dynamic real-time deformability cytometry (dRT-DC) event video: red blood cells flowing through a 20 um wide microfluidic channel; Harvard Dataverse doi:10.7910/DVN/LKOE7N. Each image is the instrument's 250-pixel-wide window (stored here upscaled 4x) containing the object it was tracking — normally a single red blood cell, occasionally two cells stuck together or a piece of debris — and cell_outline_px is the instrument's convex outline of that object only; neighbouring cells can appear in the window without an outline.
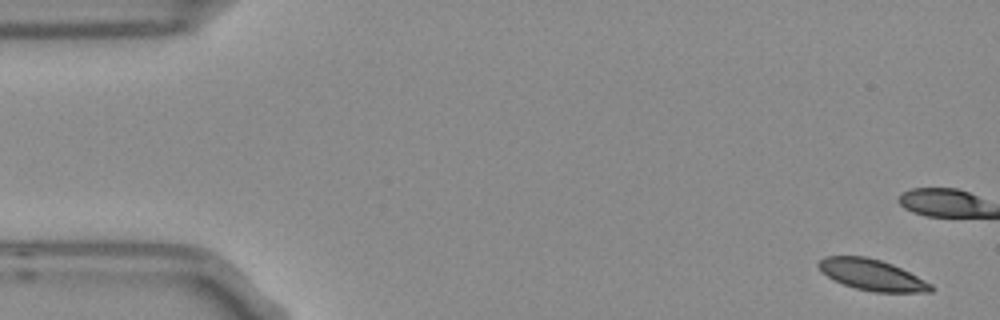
{"species": "Egyptian fruit bat (a non-hibernating species)", "species_latin": "Rousettus aegyptiacus", "temperature_condition": "room temperature", "stored_images_in_passage": 3, "camera_frame_rate_fps": 3000, "um_per_image_px": 0.085, "frame": {"image": 1, "passage_image": 1, "time_ms": 0.0, "image_size_px": [1000, 320], "cell_outline_px": [[932, 292], [872, 292], [856, 288], [844, 284], [828, 276], [816, 264], [824, 256], [864, 256], [880, 260], [892, 264], [932, 284]], "centroid_in_image_um": [74.12, 23.36], "position_along_channel_um": 10.9, "area_um2": 19.94}}